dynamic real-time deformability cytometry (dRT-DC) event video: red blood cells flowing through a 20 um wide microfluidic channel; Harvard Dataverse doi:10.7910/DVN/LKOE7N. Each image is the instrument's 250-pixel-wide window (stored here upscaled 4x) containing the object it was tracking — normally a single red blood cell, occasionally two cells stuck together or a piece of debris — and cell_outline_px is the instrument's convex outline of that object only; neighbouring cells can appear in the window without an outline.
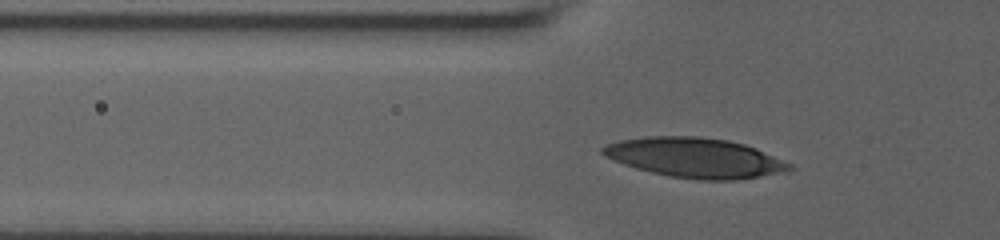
{"species": "human", "species_latin": "Homo sapiens", "temperature_condition": "room temperature", "stored_images_in_passage": 14, "camera_frame_rate_fps": 3000, "um_per_image_px": 0.085, "donor": {"sex": "male"}, "frame": {"image": 1, "passage_image": 8, "time_ms": 2.667, "image_size_px": [1000, 240], "cell_outline_px": [[796, 168], [788, 172], [736, 180], [700, 180], [672, 176], [652, 172], [636, 168], [624, 164], [604, 156], [600, 152], [600, 148], [608, 144], [620, 140], [644, 136], [700, 136], [728, 140], [744, 144], [756, 148], [792, 164]], "centroid_in_image_um": [59.11, 13.4], "position_along_channel_um": 66.7, "area_um2": 43.47}}
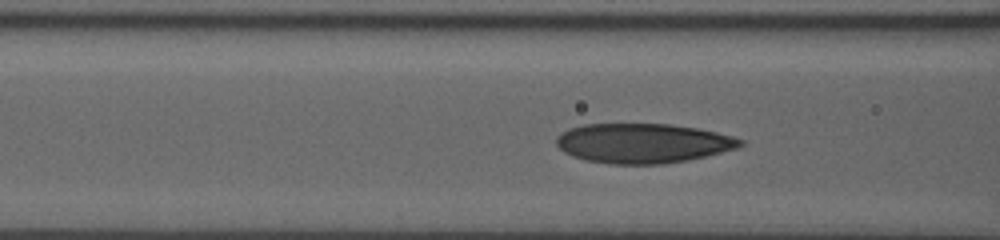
{"frame": {"image": 2, "passage_image": 12, "time_ms": 4.0, "image_size_px": [1000, 240], "cell_outline_px": [[744, 144], [736, 148], [688, 160], [664, 164], [612, 164], [584, 160], [572, 156], [564, 152], [556, 144], [556, 136], [568, 128], [584, 124], [668, 124], [696, 128], [716, 132], [732, 136], [744, 140]], "centroid_in_image_um": [54.61, 12.17], "position_along_channel_um": 112.0, "area_um2": 42.48}}